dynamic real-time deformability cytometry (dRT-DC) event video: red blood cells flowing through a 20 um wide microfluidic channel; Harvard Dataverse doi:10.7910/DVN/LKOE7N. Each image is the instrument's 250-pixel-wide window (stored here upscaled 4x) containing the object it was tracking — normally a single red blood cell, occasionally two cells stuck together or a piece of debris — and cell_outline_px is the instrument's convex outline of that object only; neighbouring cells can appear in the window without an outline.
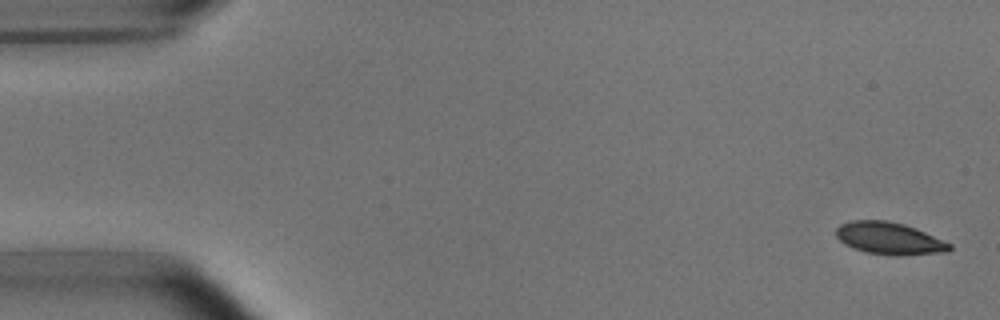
{"species": "common noctule bat (a hibernating species)", "species_latin": "Nyctalus noctula", "temperature_condition": "room temperature", "stored_images_in_passage": 4, "camera_frame_rate_fps": 3000, "um_per_image_px": 0.085, "animal": {"sex": "male", "body_mass_g": 15.6}, "frame": {"image": 1, "passage_image": 1, "time_ms": 0.0, "image_size_px": [1000, 320], "cell_outline_px": [[952, 248], [948, 252], [900, 256], [896, 256], [864, 252], [852, 248], [840, 240], [836, 236], [836, 228], [840, 224], [852, 220], [888, 220], [904, 224], [916, 228], [952, 244]], "centroid_in_image_um": [75.6, 20.27], "position_along_channel_um": 9.4, "area_um2": 21.5}}
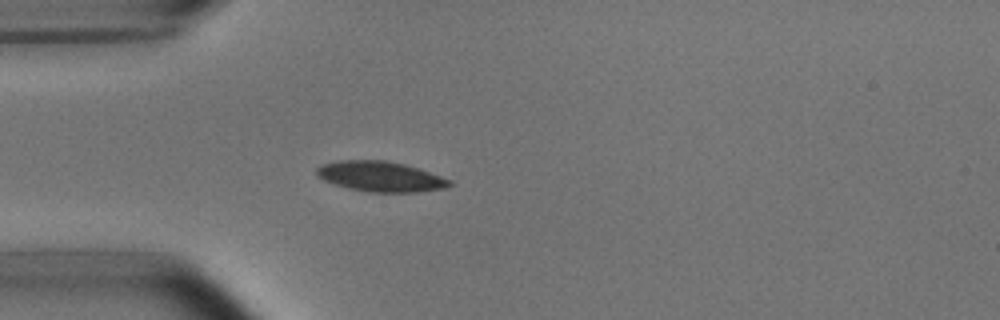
{"frame": {"image": 2, "passage_image": 4, "time_ms": 1.0, "image_size_px": [1000, 320], "cell_outline_px": [[452, 184], [444, 188], [416, 192], [368, 192], [348, 188], [332, 184], [324, 180], [316, 172], [316, 168], [324, 164], [340, 160], [384, 160], [404, 164], [452, 180]], "centroid_in_image_um": [32.33, 15.01], "position_along_channel_um": 52.7, "area_um2": 23.18}}